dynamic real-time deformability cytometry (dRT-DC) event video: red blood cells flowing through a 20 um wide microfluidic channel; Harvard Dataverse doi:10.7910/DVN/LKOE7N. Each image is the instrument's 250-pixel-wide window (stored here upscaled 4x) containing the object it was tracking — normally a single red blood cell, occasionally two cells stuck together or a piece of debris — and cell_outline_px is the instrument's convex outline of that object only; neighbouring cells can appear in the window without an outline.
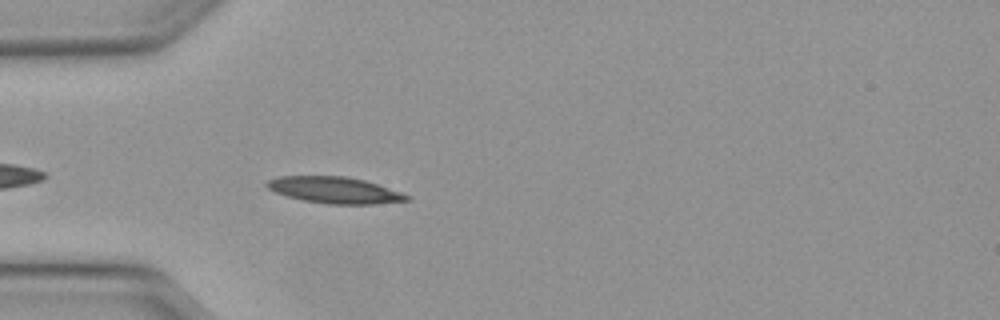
{"species": "Egyptian fruit bat (a non-hibernating species)", "species_latin": "Rousettus aegyptiacus", "temperature_condition": "warm", "stored_images_in_passage": 6, "camera_frame_rate_fps": 3000, "um_per_image_px": 0.085, "animal": {"sex": "female"}, "frame": {"image": 1, "passage_image": 3, "time_ms": 0.667, "image_size_px": [1000, 320], "cell_outline_px": [[412, 200], [372, 204], [328, 204], [304, 200], [288, 196], [276, 192], [268, 188], [264, 184], [268, 180], [280, 176], [344, 176], [364, 180], [400, 192], [408, 196]], "centroid_in_image_um": [28.42, 16.16], "position_along_channel_um": 56.6, "area_um2": 21.21}}